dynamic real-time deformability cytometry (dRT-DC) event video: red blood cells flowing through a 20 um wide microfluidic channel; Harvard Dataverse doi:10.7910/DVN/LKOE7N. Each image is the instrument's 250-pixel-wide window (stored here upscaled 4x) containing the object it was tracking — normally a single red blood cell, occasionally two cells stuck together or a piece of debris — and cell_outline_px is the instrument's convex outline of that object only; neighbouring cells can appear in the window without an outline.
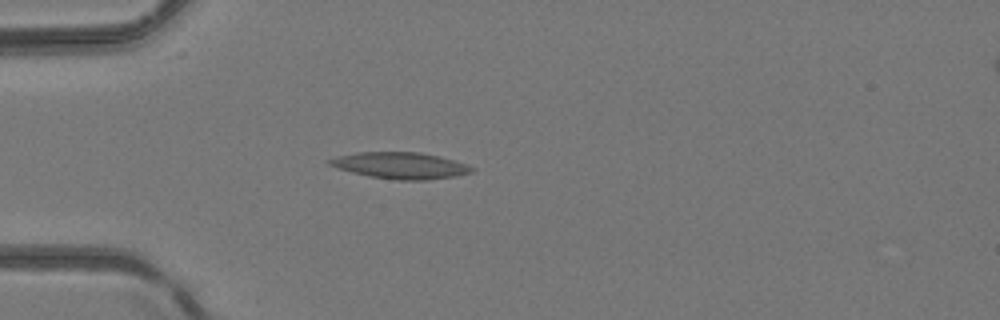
{"species": "common noctule bat (a hibernating species)", "species_latin": "Nyctalus noctula", "temperature_condition": "room temperature", "stored_images_in_passage": 2, "camera_frame_rate_fps": 3000, "um_per_image_px": 0.085, "animal": {"sex": "female", "body_mass_g": 24.6, "forearm_length_mm": 56.2}, "frame": {"image": 1, "passage_image": 2, "time_ms": 1.0, "image_size_px": [1000, 320], "cell_outline_px": [[476, 168], [472, 172], [456, 176], [428, 180], [396, 180], [368, 176], [352, 172], [328, 164], [324, 160], [356, 152], [420, 152], [452, 160]], "centroid_in_image_um": [34.02, 14.07], "position_along_channel_um": 51.0, "area_um2": 21.73}}